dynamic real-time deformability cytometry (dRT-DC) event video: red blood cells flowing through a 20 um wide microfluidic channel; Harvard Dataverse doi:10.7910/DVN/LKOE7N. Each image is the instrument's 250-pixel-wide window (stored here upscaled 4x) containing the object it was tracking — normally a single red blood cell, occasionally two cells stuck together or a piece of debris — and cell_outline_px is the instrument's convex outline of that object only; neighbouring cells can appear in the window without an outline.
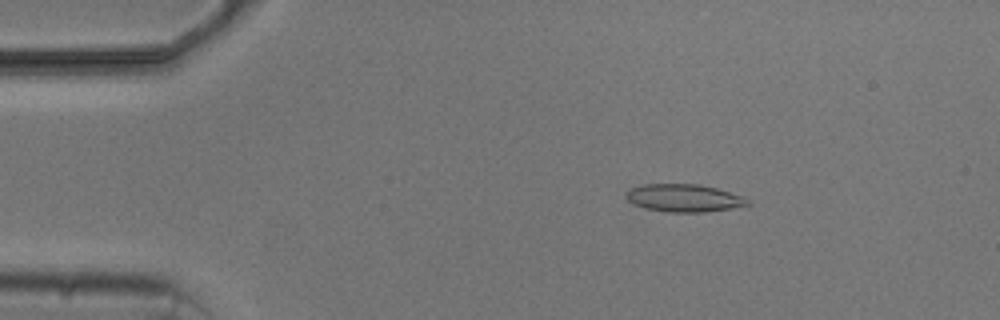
{"species": "common noctule bat (a hibernating species)", "species_latin": "Nyctalus noctula", "temperature_condition": "cold", "stored_images_in_passage": 5, "camera_frame_rate_fps": 3000, "um_per_image_px": 0.085, "animal": {"sex": "male", "body_mass_g": 20.5, "forearm_length_mm": 52.5}, "frame": {"image": 1, "passage_image": 3, "time_ms": 2.333, "image_size_px": [1000, 320], "cell_outline_px": [[752, 204], [704, 212], [672, 212], [644, 208], [628, 200], [624, 196], [632, 188], [644, 184], [700, 184], [716, 188], [752, 200]], "centroid_in_image_um": [58.15, 16.82], "position_along_channel_um": 26.9, "area_um2": 19.31}}
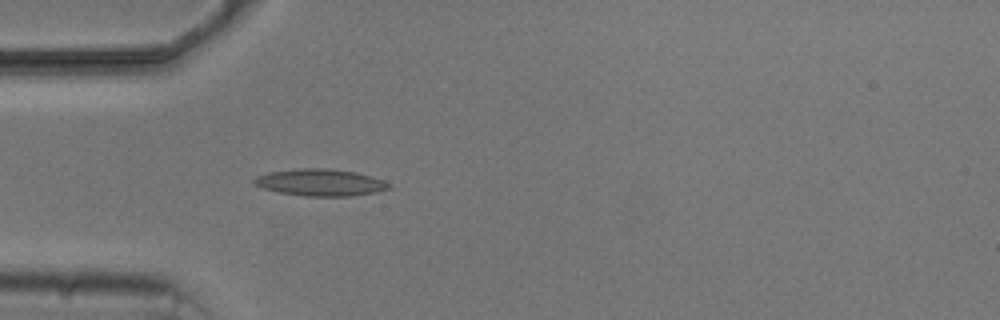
{"frame": {"image": 2, "passage_image": 5, "time_ms": 4.667, "image_size_px": [1000, 320], "cell_outline_px": [[392, 188], [376, 192], [352, 196], [304, 196], [280, 192], [264, 188], [256, 184], [252, 180], [256, 176], [268, 172], [300, 168], [324, 168], [356, 172], [372, 176], [384, 180], [392, 184]], "centroid_in_image_um": [27.29, 15.51], "position_along_channel_um": 57.7, "area_um2": 21.15}}